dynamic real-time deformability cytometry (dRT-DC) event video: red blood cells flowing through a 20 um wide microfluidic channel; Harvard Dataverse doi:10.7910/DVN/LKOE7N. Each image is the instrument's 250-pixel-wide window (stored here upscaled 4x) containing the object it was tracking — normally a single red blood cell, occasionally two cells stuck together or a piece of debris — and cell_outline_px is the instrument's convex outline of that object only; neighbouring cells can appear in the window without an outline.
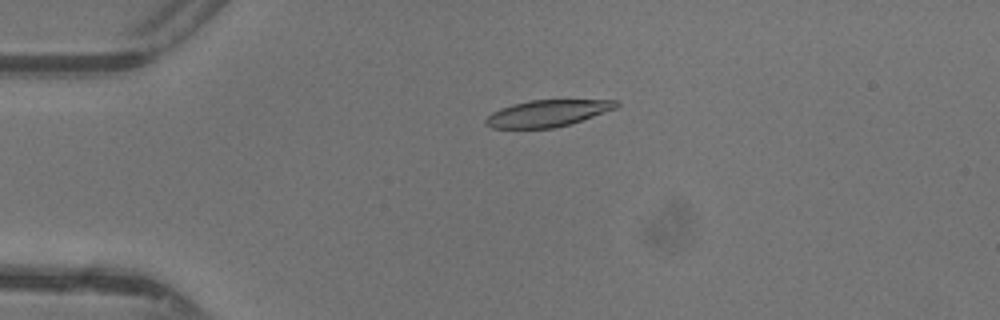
{"species": "common noctule bat (a hibernating species)", "species_latin": "Nyctalus noctula", "temperature_condition": "warm", "stored_images_in_passage": 48, "camera_frame_rate_fps": 3000, "um_per_image_px": 0.085, "animal": {"sex": "female"}, "frame": {"image": 1, "passage_image": 12, "time_ms": 3.667, "image_size_px": [1000, 320], "cell_outline_px": [[620, 104], [616, 108], [556, 128], [492, 128], [484, 124], [484, 120], [492, 112], [500, 108], [512, 104], [532, 100], [620, 100]], "centroid_in_image_um": [46.5, 9.63], "position_along_channel_um": 38.5, "area_um2": 20.11}}
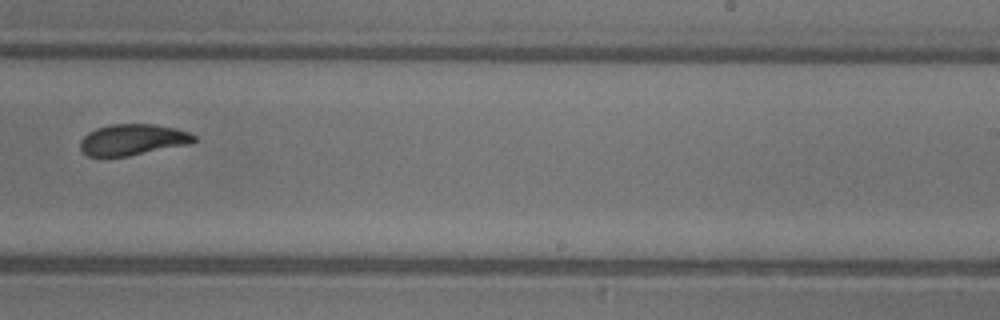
{"frame": {"image": 2, "passage_image": 31, "time_ms": 10.0, "image_size_px": [1000, 320], "cell_outline_px": [[196, 140], [192, 144], [128, 156], [88, 156], [80, 152], [80, 140], [88, 132], [96, 128], [112, 124], [152, 124], [176, 128], [188, 132], [196, 136]], "centroid_in_image_um": [11.28, 11.88], "position_along_channel_um": 277.7, "area_um2": 20.81}}
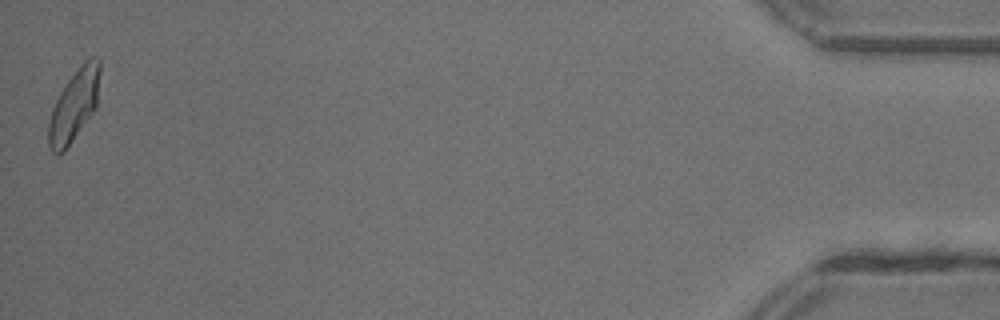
{"frame": {"image": 3, "passage_image": 48, "time_ms": 15.667, "image_size_px": [1000, 320], "cell_outline_px": [[100, 72], [96, 108], [64, 152], [52, 152], [48, 144], [48, 124], [52, 108], [60, 92], [68, 80], [80, 64], [84, 60], [92, 56], [96, 56], [100, 60]], "centroid_in_image_um": [6.31, 8.92], "position_along_channel_um": 428.9, "area_um2": 21.33}, "authors_computed_cell_mechanics": {"area_um2": 21.1837, "velocity_mm_per_s": 4.3658, "shape_relaxation_time_tau1_ms": 4.412, "shape_relaxation_time_tau2_ms": 1.7295, "deformation_change_tau1": 0.1489, "deformation_change_tau2": 0.0792}}